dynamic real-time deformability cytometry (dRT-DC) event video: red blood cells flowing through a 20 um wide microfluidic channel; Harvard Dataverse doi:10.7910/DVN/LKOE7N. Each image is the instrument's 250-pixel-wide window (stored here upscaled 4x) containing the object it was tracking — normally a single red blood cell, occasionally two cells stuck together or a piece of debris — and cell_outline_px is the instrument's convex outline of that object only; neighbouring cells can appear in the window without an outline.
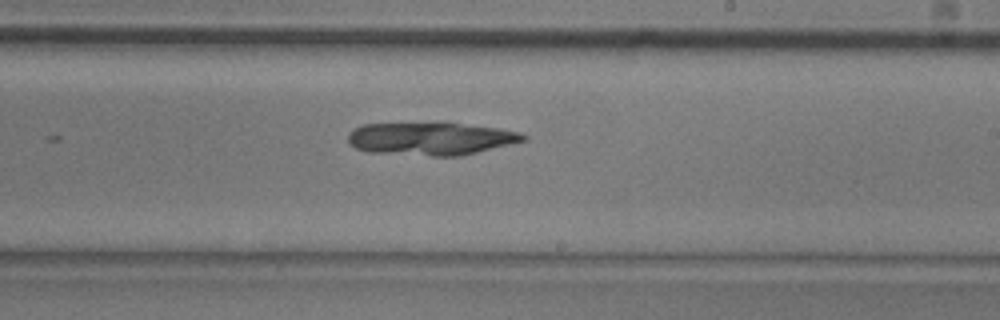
{"species": "common noctule bat (a hibernating species)", "species_latin": "Nyctalus noctula", "temperature_condition": "room temperature", "stored_images_in_passage": 9, "camera_frame_rate_fps": 3000, "um_per_image_px": 0.085, "animal": {"sex": "male", "body_mass_g": 20.5, "forearm_length_mm": 52.5}, "frame": {"image": 1, "passage_image": 9, "time_ms": 2.667, "image_size_px": [1000, 320], "cell_outline_px": [[528, 140], [460, 156], [432, 156], [368, 152], [356, 148], [348, 144], [348, 132], [352, 128], [364, 124], [460, 124], [500, 128], [520, 132], [528, 136]], "centroid_in_image_um": [36.61, 11.8], "position_along_channel_um": 252.4, "area_um2": 33.29}}